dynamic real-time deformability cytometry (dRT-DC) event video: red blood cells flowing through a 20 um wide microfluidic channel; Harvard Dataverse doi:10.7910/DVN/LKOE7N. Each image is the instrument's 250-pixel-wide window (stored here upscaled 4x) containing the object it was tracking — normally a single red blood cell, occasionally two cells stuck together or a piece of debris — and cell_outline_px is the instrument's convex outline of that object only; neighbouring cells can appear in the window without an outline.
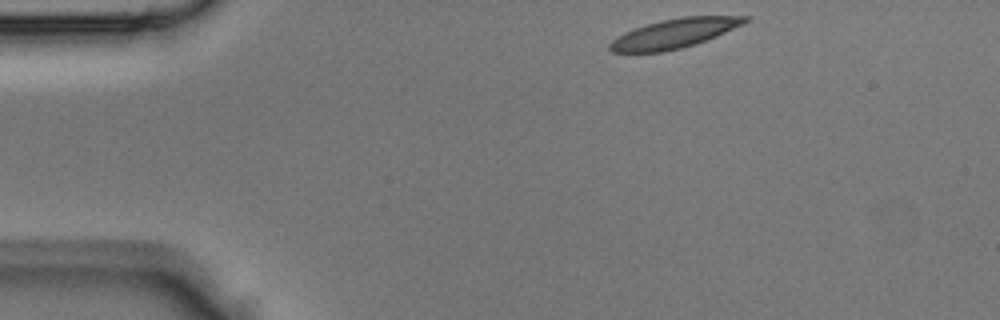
{"species": "Egyptian fruit bat (a non-hibernating species)", "species_latin": "Rousettus aegyptiacus", "temperature_condition": "room temperature", "stored_images_in_passage": 38, "camera_frame_rate_fps": 3000, "um_per_image_px": 0.085, "animal": {"sex": "male"}, "frame": {"image": 1, "passage_image": 1, "time_ms": 0.0, "image_size_px": [1000, 320], "cell_outline_px": [[748, 20], [744, 24], [716, 36], [696, 44], [680, 48], [660, 52], [612, 52], [608, 48], [608, 44], [616, 36], [624, 32], [660, 20], [684, 16], [748, 16]], "centroid_in_image_um": [57.3, 2.84], "position_along_channel_um": 27.7, "area_um2": 22.95}}
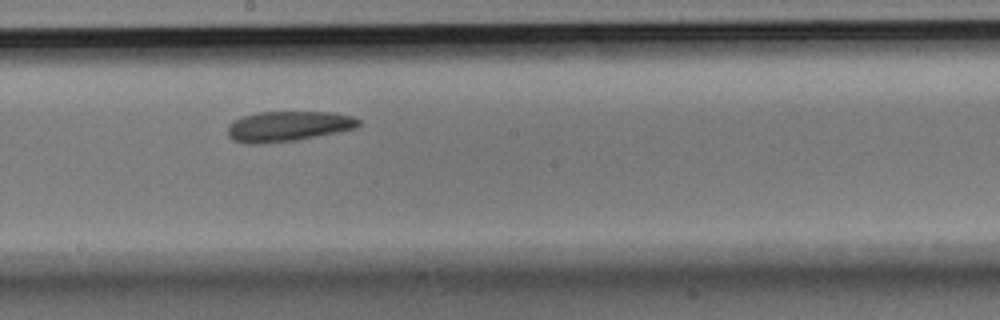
{"frame": {"image": 2, "passage_image": 18, "time_ms": 5.667, "image_size_px": [1000, 320], "cell_outline_px": [[360, 124], [356, 128], [296, 140], [260, 144], [244, 144], [232, 140], [228, 136], [228, 124], [240, 116], [260, 112], [332, 112], [352, 116], [360, 120]], "centroid_in_image_um": [24.43, 10.73], "position_along_channel_um": 223.8, "area_um2": 23.18}}
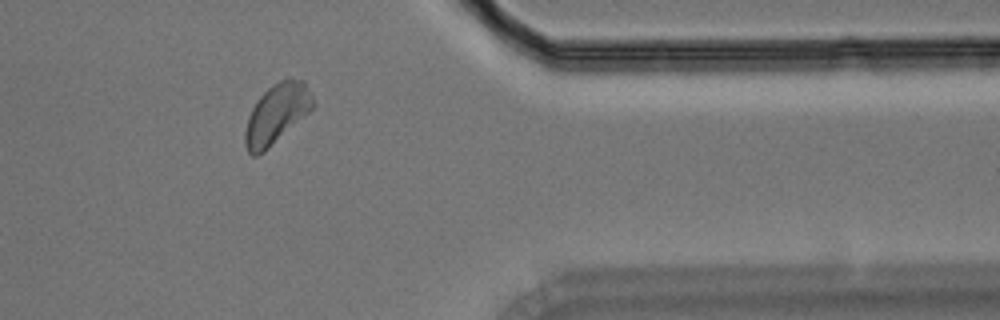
{"frame": {"image": 3, "passage_image": 30, "time_ms": 9.667, "image_size_px": [1000, 320], "cell_outline_px": [[316, 104], [308, 112], [264, 152], [256, 156], [252, 156], [248, 152], [244, 144], [244, 132], [248, 116], [256, 100], [272, 84], [288, 76], [304, 80]], "centroid_in_image_um": [23.5, 9.65], "position_along_channel_um": 387.9, "area_um2": 23.64}}